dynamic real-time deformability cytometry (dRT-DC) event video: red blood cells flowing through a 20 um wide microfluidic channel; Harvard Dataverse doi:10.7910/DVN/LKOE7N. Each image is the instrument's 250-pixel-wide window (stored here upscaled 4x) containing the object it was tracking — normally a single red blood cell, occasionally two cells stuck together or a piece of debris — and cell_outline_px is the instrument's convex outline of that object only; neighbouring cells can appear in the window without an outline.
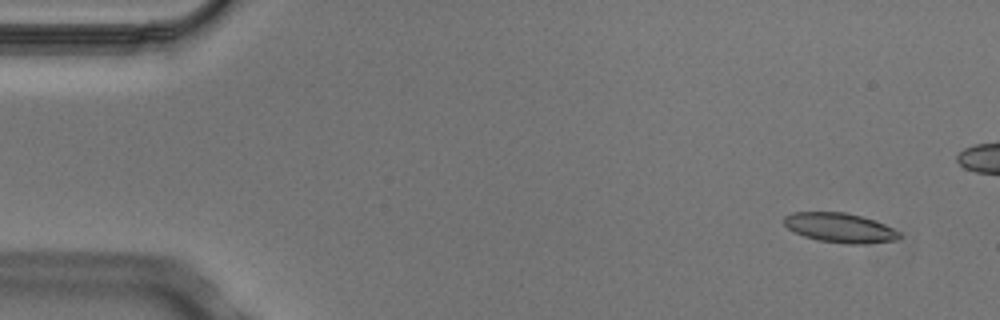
{"species": "Egyptian fruit bat (a non-hibernating species)", "species_latin": "Rousettus aegyptiacus", "temperature_condition": "cold", "stored_images_in_passage": 4, "segment_of_instrument_passage": [2, 2], "camera_frame_rate_fps": 3000, "um_per_image_px": 0.085, "animal": {"sex": "male"}, "frame": {"image": 1, "passage_image": 4, "time_ms": 1.0, "image_size_px": [1000, 320], "cell_outline_px": [[900, 240], [864, 244], [848, 244], [820, 240], [804, 236], [788, 228], [784, 224], [784, 216], [792, 212], [844, 212], [860, 216], [884, 224], [900, 232]], "centroid_in_image_um": [71.41, 19.36], "position_along_channel_um": 13.6, "area_um2": 19.71}}